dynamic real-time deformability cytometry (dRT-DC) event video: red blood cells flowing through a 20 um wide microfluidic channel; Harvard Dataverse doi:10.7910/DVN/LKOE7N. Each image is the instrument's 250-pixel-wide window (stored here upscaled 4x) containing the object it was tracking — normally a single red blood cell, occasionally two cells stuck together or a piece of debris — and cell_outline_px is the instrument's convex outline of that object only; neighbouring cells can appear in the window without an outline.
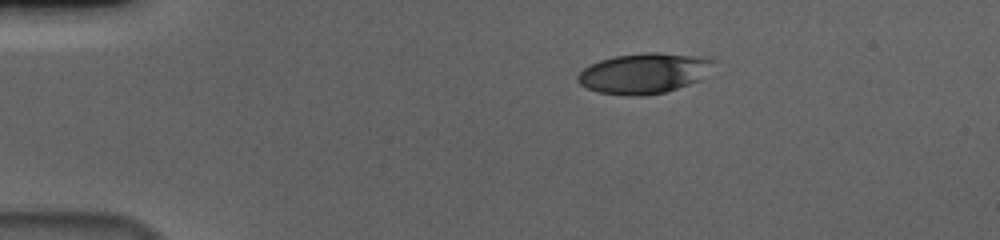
{"species": "human", "species_latin": "Homo sapiens", "temperature_condition": "cold", "stored_images_in_passage": 47, "camera_frame_rate_fps": 3000, "um_per_image_px": 0.085, "donor": {"sex": "male"}, "frame": {"image": 1, "passage_image": 1, "time_ms": 0.0, "image_size_px": [1000, 240], "cell_outline_px": [[716, 60], [700, 80], [664, 92], [640, 96], [628, 96], [596, 92], [580, 84], [576, 80], [576, 76], [584, 68], [600, 60], [616, 56], [648, 52], [656, 52], [692, 56]], "centroid_in_image_um": [54.68, 6.24], "position_along_channel_um": 30.3, "area_um2": 31.5}}
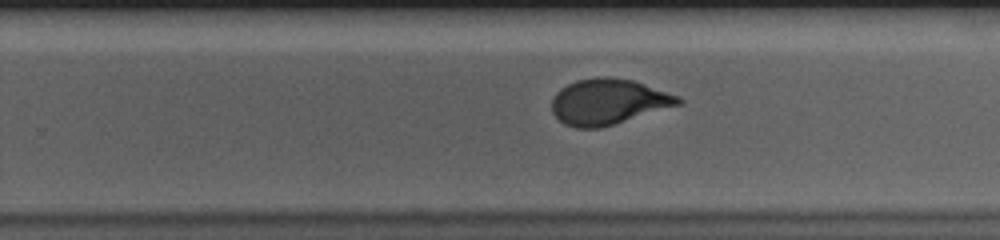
{"frame": {"image": 2, "passage_image": 27, "time_ms": 8.667, "image_size_px": [1000, 240], "cell_outline_px": [[684, 104], [600, 128], [576, 128], [564, 124], [552, 112], [552, 100], [556, 92], [560, 88], [576, 80], [604, 76], [608, 76], [632, 80], [680, 96], [684, 100]], "centroid_in_image_um": [51.74, 8.65], "position_along_channel_um": 278.1, "area_um2": 33.81}}
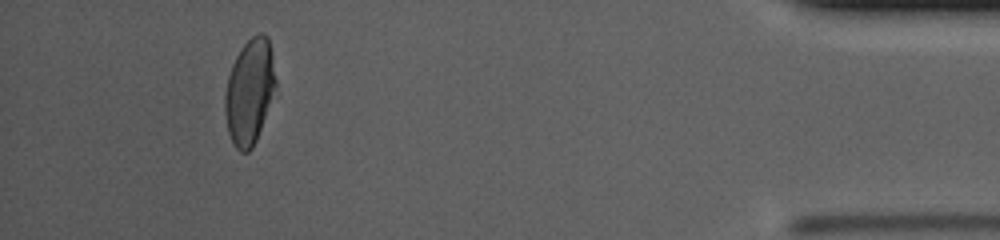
{"frame": {"image": 3, "passage_image": 43, "time_ms": 14.0, "image_size_px": [1000, 240], "cell_outline_px": [[276, 88], [256, 140], [252, 148], [248, 152], [240, 152], [232, 144], [228, 132], [224, 112], [224, 96], [228, 76], [232, 64], [240, 48], [252, 36], [260, 32], [268, 36], [272, 52], [276, 80]], "centroid_in_image_um": [21.2, 7.78], "position_along_channel_um": 414.0, "area_um2": 31.33}, "authors_computed_cell_mechanics": {"area_um2": 32.8882, "velocity_mm_per_s": 3.6384, "shape_relaxation_time_tau1_ms": 4.6534, "shape_relaxation_time_tau2_ms": null, "deformation_change_tau1": 0.1727, "deformation_change_tau2": null}}